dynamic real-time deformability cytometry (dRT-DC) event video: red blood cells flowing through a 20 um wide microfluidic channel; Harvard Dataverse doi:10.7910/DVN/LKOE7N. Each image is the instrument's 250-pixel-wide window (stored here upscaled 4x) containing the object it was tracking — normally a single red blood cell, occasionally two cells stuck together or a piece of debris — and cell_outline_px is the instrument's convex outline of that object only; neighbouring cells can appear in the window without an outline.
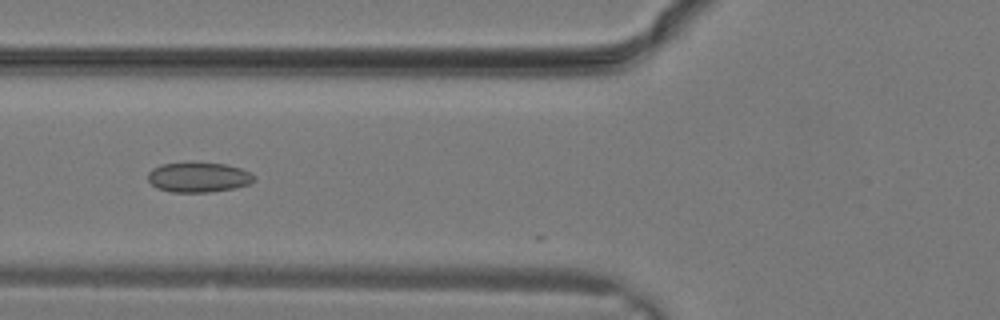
{"species": "common noctule bat (a hibernating species)", "species_latin": "Nyctalus noctula", "temperature_condition": "warm", "stored_images_in_passage": 14, "camera_frame_rate_fps": 3000, "um_per_image_px": 0.085, "animal": {"sex": "male", "body_mass_g": 19.2, "forearm_length_mm": 51.8}, "frame": {"image": 1, "passage_image": 11, "time_ms": 3.333, "image_size_px": [1000, 320], "cell_outline_px": [[256, 176], [248, 184], [232, 188], [208, 192], [172, 192], [156, 188], [148, 180], [148, 172], [152, 168], [160, 164], [228, 164], [240, 168]], "centroid_in_image_um": [16.83, 15.08], "position_along_channel_um": 109.0, "area_um2": 18.03}}
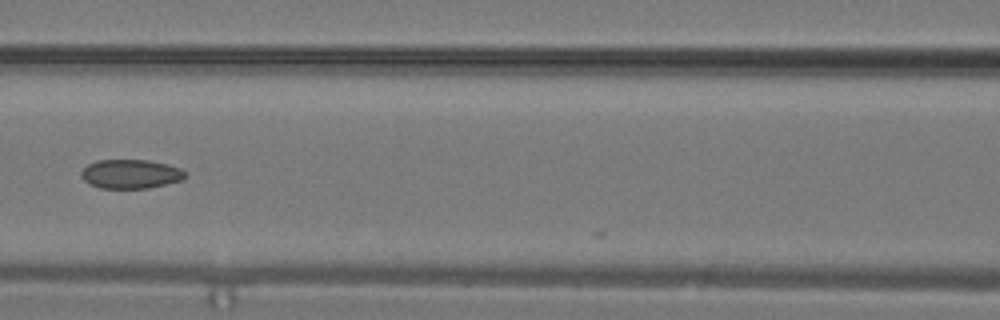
{"frame": {"image": 2, "passage_image": 13, "time_ms": 4.0, "image_size_px": [1000, 320], "cell_outline_px": [[184, 176], [180, 180], [148, 188], [100, 188], [88, 184], [80, 176], [80, 172], [88, 164], [96, 160], [148, 160], [168, 164], [180, 168], [184, 172]], "centroid_in_image_um": [11.04, 14.78], "position_along_channel_um": 155.6, "area_um2": 17.51}}